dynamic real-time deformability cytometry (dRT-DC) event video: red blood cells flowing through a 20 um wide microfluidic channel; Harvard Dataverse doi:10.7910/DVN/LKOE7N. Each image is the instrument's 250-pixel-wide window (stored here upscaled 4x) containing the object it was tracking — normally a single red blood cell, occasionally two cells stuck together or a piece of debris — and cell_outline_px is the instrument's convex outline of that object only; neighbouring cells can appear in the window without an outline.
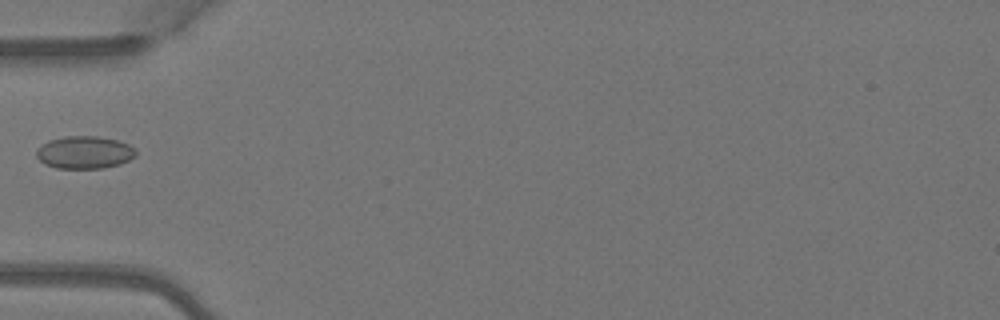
{"species": "Egyptian fruit bat (a non-hibernating species)", "species_latin": "Rousettus aegyptiacus", "temperature_condition": "warm", "stored_images_in_passage": 4, "camera_frame_rate_fps": 3000, "um_per_image_px": 0.085, "animal": {"sex": "female"}, "frame": {"image": 1, "passage_image": 4, "time_ms": 1.0, "image_size_px": [1000, 320], "cell_outline_px": [[136, 156], [120, 164], [100, 168], [56, 168], [44, 164], [36, 156], [36, 148], [48, 140], [64, 136], [96, 136], [116, 140], [128, 144], [136, 148]], "centroid_in_image_um": [7.16, 12.95], "position_along_channel_um": 77.8, "area_um2": 18.96}}